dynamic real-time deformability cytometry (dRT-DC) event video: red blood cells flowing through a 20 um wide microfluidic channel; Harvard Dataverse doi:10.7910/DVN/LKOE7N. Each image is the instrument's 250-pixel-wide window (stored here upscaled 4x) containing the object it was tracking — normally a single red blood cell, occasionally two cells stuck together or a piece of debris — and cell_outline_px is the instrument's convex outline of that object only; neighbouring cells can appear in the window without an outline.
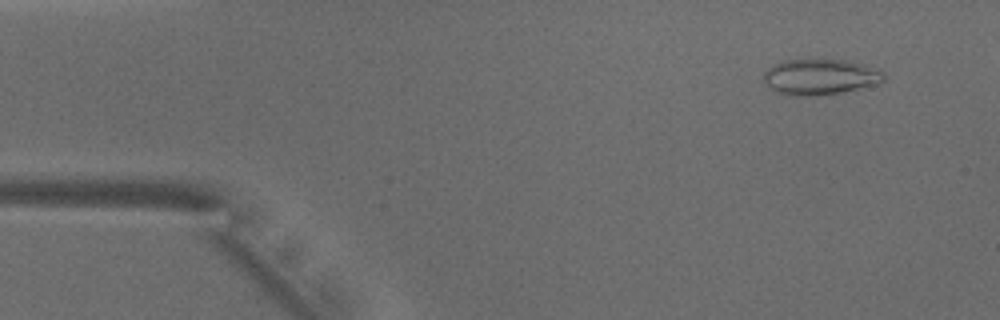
{"species": "common noctule bat (a hibernating species)", "species_latin": "Nyctalus noctula", "temperature_condition": "warm", "stored_images_in_passage": 46, "camera_frame_rate_fps": 3000, "um_per_image_px": 0.085, "animal": {"sex": "male", "body_mass_g": 18.8}, "frame": {"image": 1, "passage_image": 4, "time_ms": 1.0, "image_size_px": [1000, 320], "cell_outline_px": [[884, 80], [880, 84], [844, 92], [812, 96], [784, 96], [776, 92], [764, 84], [764, 72], [768, 68], [784, 60], [848, 60], [864, 64], [884, 72]], "centroid_in_image_um": [69.71, 6.56], "position_along_channel_um": 15.3, "area_um2": 25.32}}
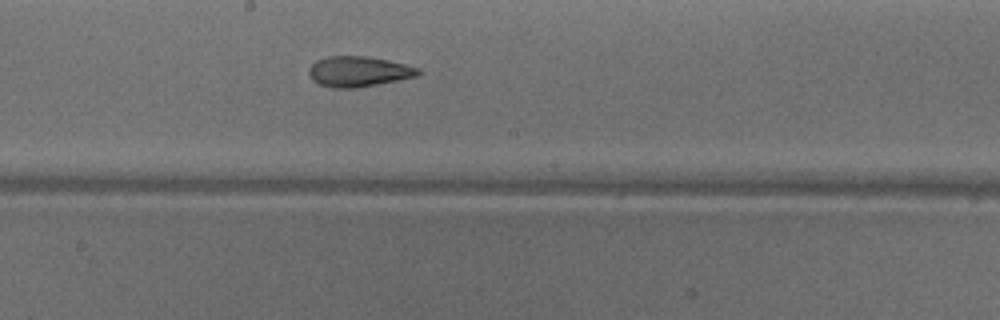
{"frame": {"image": 2, "passage_image": 26, "time_ms": 8.333, "image_size_px": [1000, 320], "cell_outline_px": [[420, 72], [416, 76], [356, 88], [332, 88], [320, 84], [312, 80], [308, 72], [308, 68], [316, 60], [328, 56], [368, 56], [388, 60], [420, 68]], "centroid_in_image_um": [30.43, 6.07], "position_along_channel_um": 217.8, "area_um2": 19.25}}
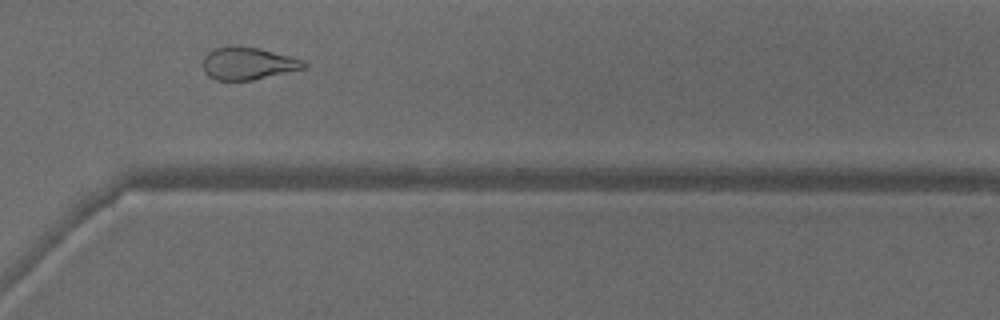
{"frame": {"image": 3, "passage_image": 36, "time_ms": 11.667, "image_size_px": [1000, 320], "cell_outline_px": [[308, 64], [304, 68], [252, 80], [216, 80], [208, 76], [204, 72], [204, 56], [208, 52], [216, 48], [232, 44], [236, 44], [260, 48], [304, 60]], "centroid_in_image_um": [21.06, 5.37], "position_along_channel_um": 349.5, "area_um2": 19.19}, "authors_computed_cell_mechanics": {"area_um2": 20.3167, "velocity_mm_per_s": 3.9591, "shape_relaxation_time_tau1_ms": null, "shape_relaxation_time_tau2_ms": 3.2744, "deformation_change_tau1": null, "deformation_change_tau2": 0.1059}}